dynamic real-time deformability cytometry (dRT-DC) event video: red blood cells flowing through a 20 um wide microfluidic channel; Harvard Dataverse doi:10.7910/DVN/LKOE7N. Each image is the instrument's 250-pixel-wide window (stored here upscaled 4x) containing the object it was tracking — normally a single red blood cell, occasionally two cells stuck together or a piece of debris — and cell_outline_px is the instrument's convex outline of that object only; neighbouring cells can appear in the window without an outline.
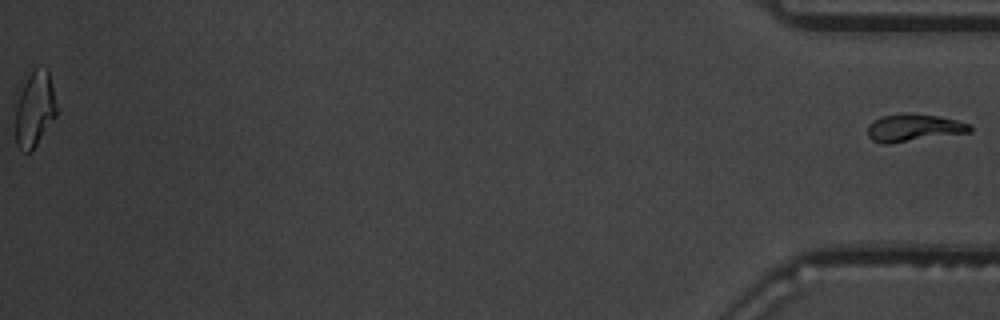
{"species": "common noctule bat (a hibernating species)", "species_latin": "Nyctalus noctula", "temperature_condition": "warm", "stored_images_in_passage": 55, "segment_of_instrument_passage": [2, 2], "camera_frame_rate_fps": 3000, "um_per_image_px": 0.085, "animal": {"sex": "male", "body_mass_g": 19.5, "forearm_length_mm": 54.6}, "frame": {"image": 1, "passage_image": 55, "time_ms": 18.0, "image_size_px": [1000, 320], "cell_outline_px": [[972, 132], [888, 144], [884, 144], [872, 140], [868, 136], [868, 124], [880, 116], [900, 112], [908, 112], [936, 116], [956, 120], [972, 124]], "centroid_in_image_um": [77.66, 10.85], "position_along_channel_um": 357.5, "area_um2": 16.65}}